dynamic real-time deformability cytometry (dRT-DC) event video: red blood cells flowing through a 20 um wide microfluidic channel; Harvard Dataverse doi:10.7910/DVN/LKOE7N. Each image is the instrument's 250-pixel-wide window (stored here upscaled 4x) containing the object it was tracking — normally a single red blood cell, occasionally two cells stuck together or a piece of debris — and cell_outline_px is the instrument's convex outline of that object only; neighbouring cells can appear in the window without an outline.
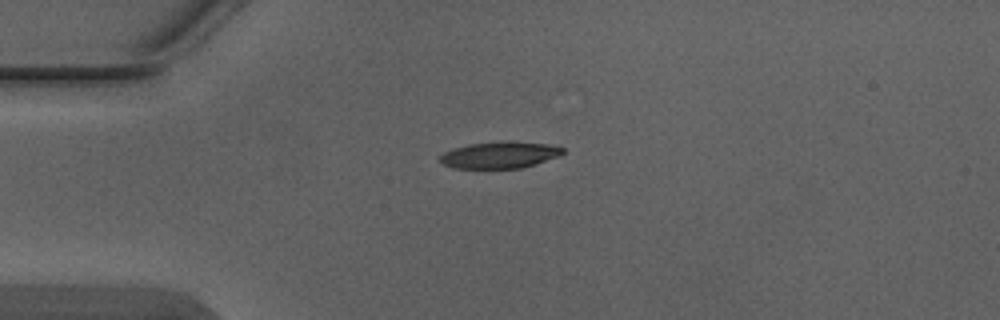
{"species": "Egyptian fruit bat (a non-hibernating species)", "species_latin": "Rousettus aegyptiacus", "temperature_condition": "warm", "stored_images_in_passage": 3, "camera_frame_rate_fps": 3000, "um_per_image_px": 0.085, "animal": {"sex": "male"}, "frame": {"image": 1, "passage_image": 1, "time_ms": 0.0, "image_size_px": [1000, 320], "cell_outline_px": [[564, 152], [560, 156], [520, 168], [452, 168], [444, 164], [440, 160], [440, 156], [444, 152], [468, 144], [508, 140], [548, 144], [564, 148]], "centroid_in_image_um": [42.5, 13.16], "position_along_channel_um": 42.5, "area_um2": 19.02}}
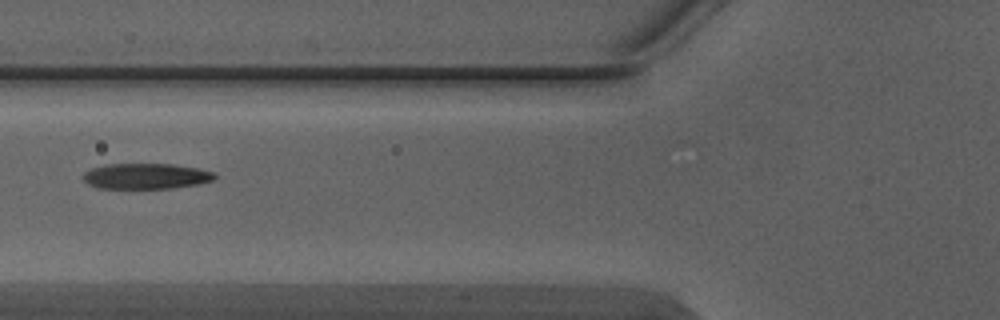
{"frame": {"image": 2, "passage_image": 3, "time_ms": 0.667, "image_size_px": [1000, 320], "cell_outline_px": [[216, 176], [212, 180], [200, 184], [172, 188], [96, 188], [88, 184], [80, 176], [84, 172], [92, 168], [104, 164], [172, 164], [196, 168], [216, 172]], "centroid_in_image_um": [12.38, 14.97], "position_along_channel_um": 113.4, "area_um2": 19.77}}